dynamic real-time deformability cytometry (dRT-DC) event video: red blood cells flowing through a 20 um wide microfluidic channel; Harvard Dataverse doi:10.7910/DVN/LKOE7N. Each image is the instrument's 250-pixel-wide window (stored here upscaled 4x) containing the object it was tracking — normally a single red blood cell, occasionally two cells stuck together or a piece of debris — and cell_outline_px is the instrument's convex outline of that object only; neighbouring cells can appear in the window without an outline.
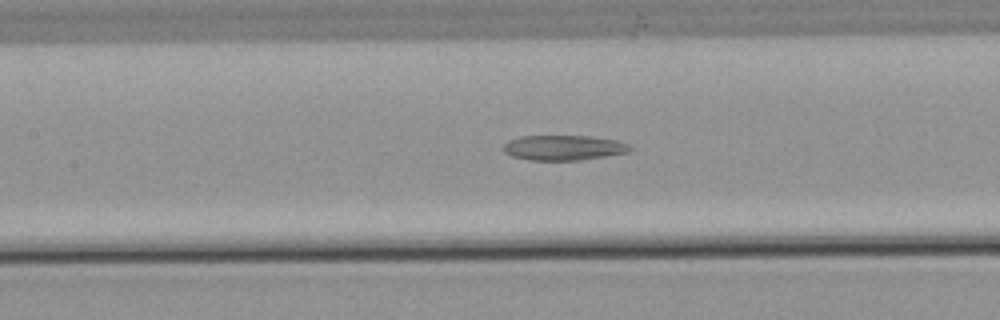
{"species": "common noctule bat (a hibernating species)", "species_latin": "Nyctalus noctula", "temperature_condition": "warm", "stored_images_in_passage": 55, "segment_of_instrument_passage": [1, 2], "camera_frame_rate_fps": 3000, "um_per_image_px": 0.085, "animal": {"sex": "male", "body_mass_g": 21.5, "forearm_length_mm": 52.0}, "frame": {"image": 1, "passage_image": 25, "time_ms": 8.0, "image_size_px": [1000, 320], "cell_outline_px": [[632, 148], [628, 152], [584, 160], [528, 160], [512, 156], [504, 152], [500, 148], [508, 140], [520, 136], [592, 136], [616, 140], [628, 144]], "centroid_in_image_um": [47.87, 12.55], "position_along_channel_um": 159.5, "area_um2": 18.67}}
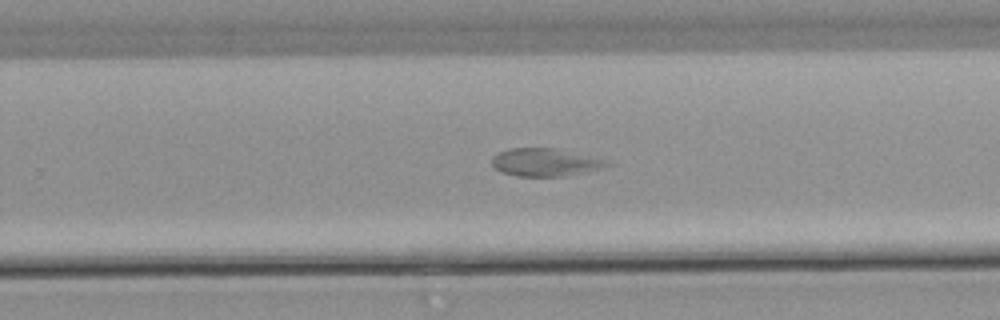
{"frame": {"image": 2, "passage_image": 35, "time_ms": 11.333, "image_size_px": [1000, 320], "cell_outline_px": [[612, 164], [604, 168], [588, 172], [564, 176], [516, 176], [500, 172], [492, 164], [492, 156], [496, 152], [508, 148], [556, 148], [600, 160]], "centroid_in_image_um": [46.25, 13.8], "position_along_channel_um": 283.6, "area_um2": 18.5}}
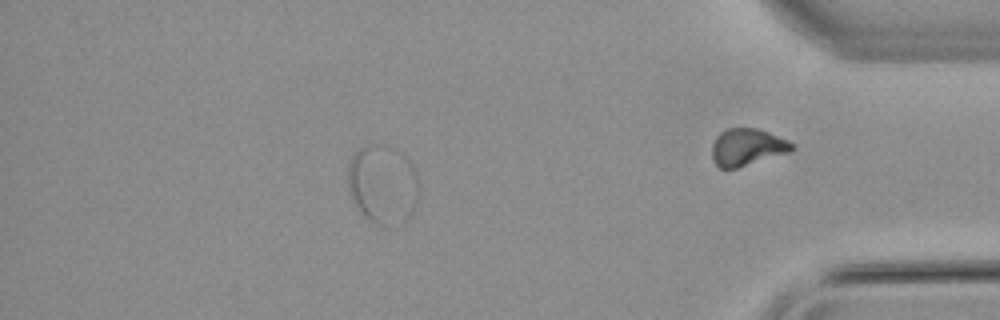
{"frame": {"image": 3, "passage_image": 48, "time_ms": 15.667, "image_size_px": [1000, 320], "cell_outline_px": [[420, 192], [416, 204], [408, 220], [396, 228], [384, 228], [376, 224], [364, 216], [356, 204], [352, 196], [348, 176], [348, 168], [352, 156], [356, 148], [368, 144], [388, 144], [396, 148], [404, 156], [416, 172]], "centroid_in_image_um": [32.58, 15.69], "position_along_channel_um": 402.6, "area_um2": 33.35}}